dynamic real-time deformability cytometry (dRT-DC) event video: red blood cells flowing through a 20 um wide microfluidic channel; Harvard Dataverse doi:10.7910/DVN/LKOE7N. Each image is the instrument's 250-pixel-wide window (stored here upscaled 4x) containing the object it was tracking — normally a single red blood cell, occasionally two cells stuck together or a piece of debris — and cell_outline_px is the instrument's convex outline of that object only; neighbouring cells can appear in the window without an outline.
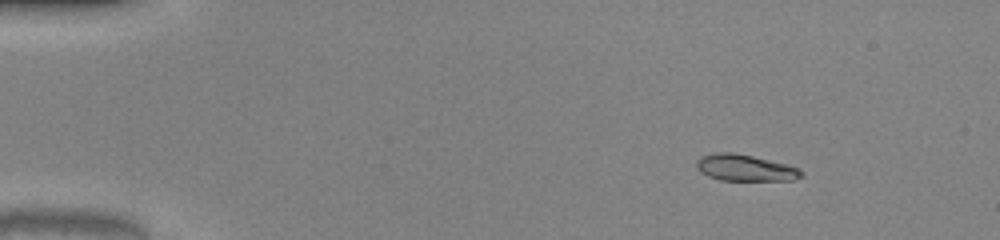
{"species": "common noctule bat (a hibernating species)", "species_latin": "Nyctalus noctula", "temperature_condition": "warm", "stored_images_in_passage": 52, "camera_frame_rate_fps": 3000, "um_per_image_px": 0.085, "animal": {"sex": "male", "body_mass_g": 20.0, "forearm_length_mm": 53.3}, "frame": {"image": 1, "passage_image": 8, "time_ms": 2.333, "image_size_px": [1000, 240], "cell_outline_px": [[804, 172], [800, 176], [792, 180], [720, 180], [708, 176], [700, 172], [696, 168], [696, 160], [700, 156], [716, 152], [732, 152], [752, 156], [800, 168]], "centroid_in_image_um": [63.27, 14.26], "position_along_channel_um": 21.7, "area_um2": 16.07}}
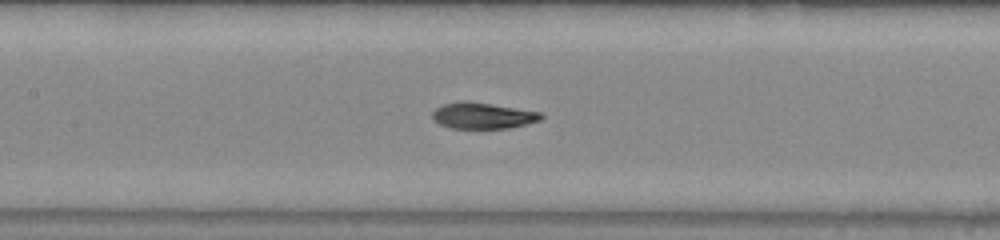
{"frame": {"image": 2, "passage_image": 26, "time_ms": 8.333, "image_size_px": [1000, 240], "cell_outline_px": [[544, 116], [540, 120], [508, 128], [452, 128], [440, 124], [432, 120], [432, 112], [436, 108], [444, 104], [460, 100], [464, 100], [540, 112]], "centroid_in_image_um": [40.98, 9.83], "position_along_channel_um": 166.4, "area_um2": 16.36}}
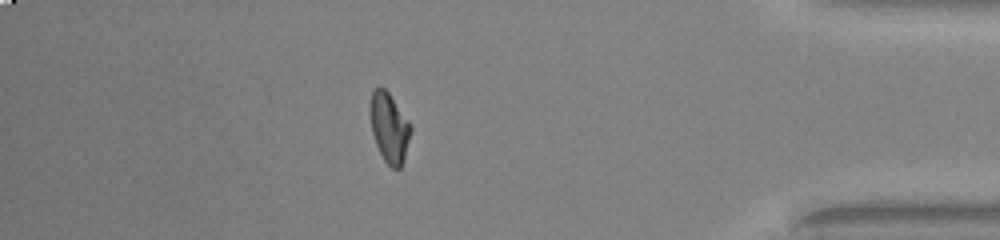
{"frame": {"image": 3, "passage_image": 46, "time_ms": 15.0, "image_size_px": [1000, 240], "cell_outline_px": [[412, 132], [404, 160], [400, 168], [392, 168], [384, 160], [376, 144], [372, 132], [368, 112], [368, 108], [372, 92], [380, 84], [388, 92], [412, 128]], "centroid_in_image_um": [33.06, 10.84], "position_along_channel_um": 402.1, "area_um2": 16.53}, "authors_computed_cell_mechanics": {"area_um2": 16.5886, "velocity_mm_per_s": 4.0882, "shape_relaxation_time_tau1_ms": 8.7536, "shape_relaxation_time_tau2_ms": 1.2059, "deformation_change_tau1": 0.3107, "deformation_change_tau2": 0.0579}}